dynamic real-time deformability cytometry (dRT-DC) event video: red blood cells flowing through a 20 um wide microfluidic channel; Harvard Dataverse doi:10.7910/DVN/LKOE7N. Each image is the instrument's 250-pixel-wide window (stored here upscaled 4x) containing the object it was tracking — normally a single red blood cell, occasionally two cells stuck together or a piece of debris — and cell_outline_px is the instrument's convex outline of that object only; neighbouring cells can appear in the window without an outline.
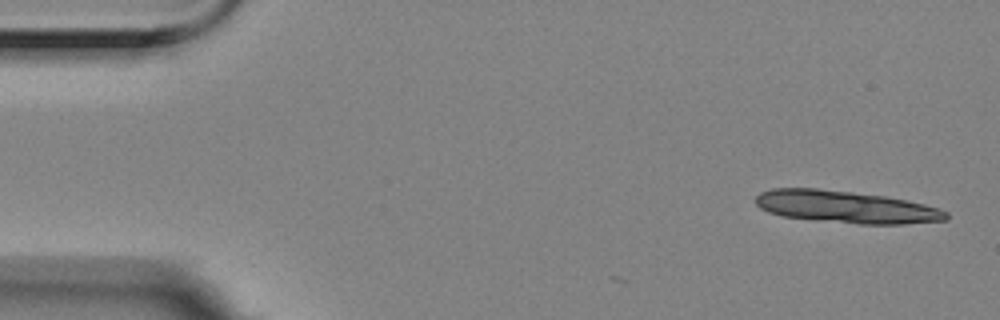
{"species": "Egyptian fruit bat (a non-hibernating species)", "species_latin": "Rousettus aegyptiacus", "temperature_condition": "room temperature", "stored_images_in_passage": 2, "camera_frame_rate_fps": 3000, "um_per_image_px": 0.085, "animal": {"sex": "female"}, "frame": {"image": 1, "passage_image": 2, "time_ms": 0.333, "image_size_px": [1000, 320], "cell_outline_px": [[948, 220], [904, 224], [860, 224], [816, 220], [784, 216], [768, 212], [760, 208], [756, 204], [756, 196], [760, 192], [772, 188], [816, 188], [852, 192], [884, 196], [908, 200], [924, 204], [948, 212]], "centroid_in_image_um": [71.9, 17.59], "position_along_channel_um": 13.1, "area_um2": 35.72}}